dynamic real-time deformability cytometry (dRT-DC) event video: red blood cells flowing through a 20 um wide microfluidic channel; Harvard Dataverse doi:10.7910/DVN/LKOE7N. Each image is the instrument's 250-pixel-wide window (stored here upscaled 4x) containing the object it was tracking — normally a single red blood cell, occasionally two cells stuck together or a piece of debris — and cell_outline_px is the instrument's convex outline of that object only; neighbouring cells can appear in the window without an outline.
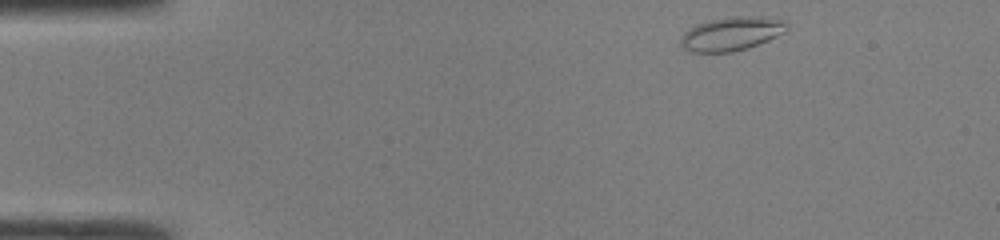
{"species": "common noctule bat (a hibernating species)", "species_latin": "Nyctalus noctula", "temperature_condition": "room temperature", "stored_images_in_passage": 42, "camera_frame_rate_fps": 3000, "um_per_image_px": 0.085, "animal": {"sex": "male", "body_mass_g": 19.0, "forearm_length_mm": 50.8}, "frame": {"image": 1, "passage_image": 1, "time_ms": 0.0, "image_size_px": [1000, 240], "cell_outline_px": [[788, 28], [784, 32], [768, 40], [748, 48], [732, 52], [688, 52], [680, 44], [680, 40], [684, 32], [696, 24], [708, 20], [728, 16], [764, 16], [784, 20], [788, 24]], "centroid_in_image_um": [62.17, 2.85], "position_along_channel_um": 22.8, "area_um2": 21.1}}
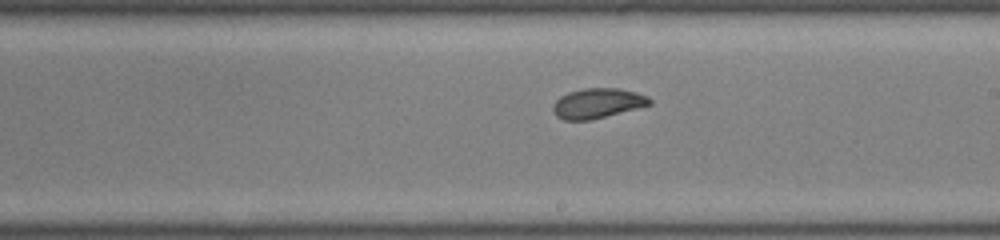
{"frame": {"image": 2, "passage_image": 22, "time_ms": 7.0, "image_size_px": [1000, 240], "cell_outline_px": [[652, 104], [592, 120], [564, 120], [556, 116], [552, 108], [552, 104], [560, 96], [568, 92], [584, 88], [620, 88], [636, 92], [648, 96], [652, 100]], "centroid_in_image_um": [50.78, 8.77], "position_along_channel_um": 238.2, "area_um2": 16.99}}
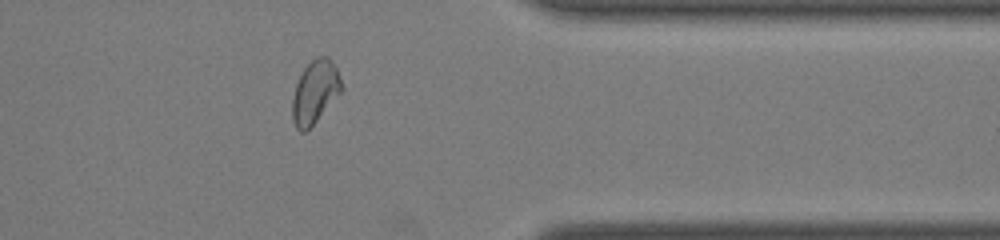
{"frame": {"image": 3, "passage_image": 33, "time_ms": 10.667, "image_size_px": [1000, 240], "cell_outline_px": [[344, 88], [316, 120], [304, 132], [300, 132], [296, 128], [292, 120], [292, 100], [296, 84], [304, 68], [316, 56], [328, 56], [332, 60], [336, 68]], "centroid_in_image_um": [26.77, 7.79], "position_along_channel_um": 384.6, "area_um2": 17.8}, "authors_computed_cell_mechanics": {"area_um2": 17.6001, "velocity_mm_per_s": 4.2875, "shape_relaxation_time_tau1_ms": 5.3158, "shape_relaxation_time_tau2_ms": 1.0995, "deformation_change_tau1": 0.1687, "deformation_change_tau2": 0.0621}}